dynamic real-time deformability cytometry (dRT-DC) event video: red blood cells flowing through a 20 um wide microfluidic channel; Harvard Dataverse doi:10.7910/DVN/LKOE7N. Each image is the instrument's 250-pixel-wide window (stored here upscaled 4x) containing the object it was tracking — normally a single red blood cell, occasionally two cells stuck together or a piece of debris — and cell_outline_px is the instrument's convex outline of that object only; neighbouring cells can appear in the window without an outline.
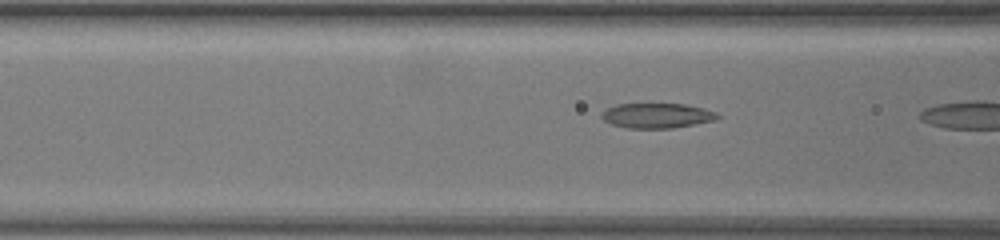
{"species": "common noctule bat (a hibernating species)", "species_latin": "Nyctalus noctula", "temperature_condition": "warm", "stored_images_in_passage": 6, "camera_frame_rate_fps": 3000, "um_per_image_px": 0.085, "animal": {"sex": "female", "body_mass_g": 19.5, "forearm_length_mm": 54.1}, "frame": {"image": 1, "passage_image": 5, "time_ms": 1.333, "image_size_px": [1000, 240], "cell_outline_px": [[720, 116], [716, 120], [672, 128], [628, 128], [612, 124], [604, 120], [600, 116], [608, 108], [616, 104], [684, 104], [704, 108], [716, 112]], "centroid_in_image_um": [55.86, 9.82], "position_along_channel_um": 110.7, "area_um2": 16.7}}